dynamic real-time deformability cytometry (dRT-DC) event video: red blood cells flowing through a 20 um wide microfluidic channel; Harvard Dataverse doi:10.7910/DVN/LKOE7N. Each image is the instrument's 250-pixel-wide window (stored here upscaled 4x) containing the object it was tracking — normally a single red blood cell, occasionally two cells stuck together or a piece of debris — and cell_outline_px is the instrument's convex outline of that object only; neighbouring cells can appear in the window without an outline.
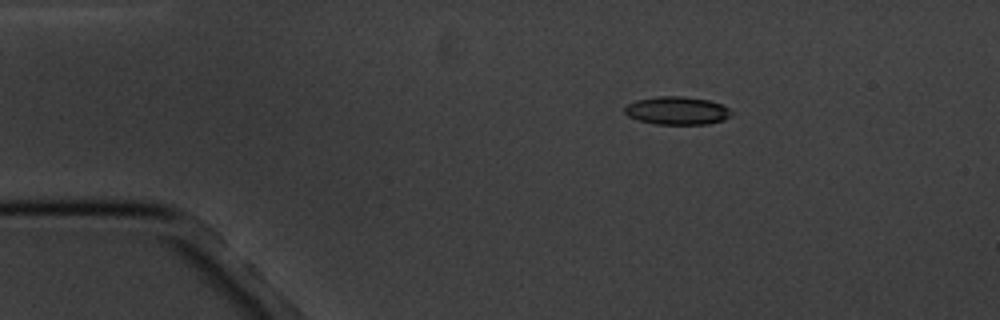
{"species": "common noctule bat (a hibernating species)", "species_latin": "Nyctalus noctula", "temperature_condition": "cold", "stored_images_in_passage": 4, "camera_frame_rate_fps": 3000, "um_per_image_px": 0.085, "animal": {"sex": "male", "body_mass_g": 20.1, "forearm_length_mm": 53.5}, "frame": {"image": 1, "passage_image": 2, "time_ms": 1.0, "image_size_px": [1000, 320], "cell_outline_px": [[732, 112], [724, 120], [708, 124], [656, 124], [640, 120], [628, 116], [624, 112], [624, 108], [628, 104], [636, 100], [656, 96], [684, 96], [708, 100], [720, 104], [728, 108]], "centroid_in_image_um": [57.53, 9.4], "position_along_channel_um": 27.5, "area_um2": 17.34}}